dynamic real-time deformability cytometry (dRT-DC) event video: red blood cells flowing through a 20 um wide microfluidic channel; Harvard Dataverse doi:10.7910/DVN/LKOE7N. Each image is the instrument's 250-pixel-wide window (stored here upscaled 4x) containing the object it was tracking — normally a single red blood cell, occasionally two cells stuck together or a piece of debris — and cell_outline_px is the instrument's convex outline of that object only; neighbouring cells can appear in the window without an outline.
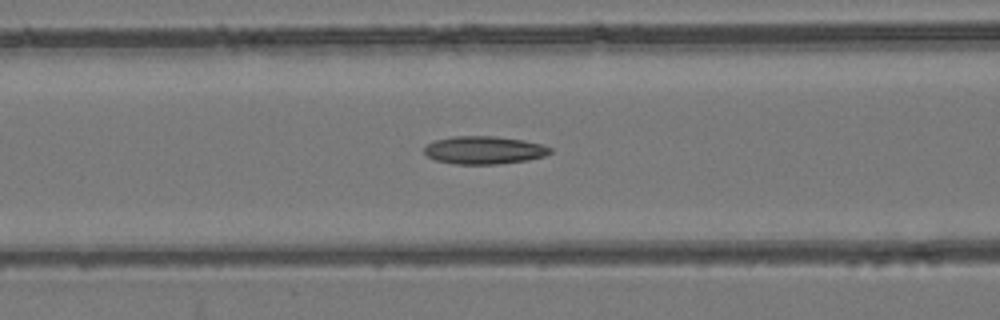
{"species": "common noctule bat (a hibernating species)", "species_latin": "Nyctalus noctula", "temperature_condition": "room temperature", "stored_images_in_passage": 38, "camera_frame_rate_fps": 3000, "um_per_image_px": 0.085, "animal": {"sex": "female", "body_mass_g": 24.6, "forearm_length_mm": 56.2}, "frame": {"image": 1, "passage_image": 6, "time_ms": 1.667, "image_size_px": [1000, 320], "cell_outline_px": [[552, 152], [544, 156], [528, 160], [500, 164], [456, 164], [436, 160], [428, 156], [424, 152], [424, 148], [428, 144], [436, 140], [452, 136], [496, 136], [524, 140], [540, 144], [552, 148]], "centroid_in_image_um": [41.17, 12.76], "position_along_channel_um": 125.4, "area_um2": 20.46}}
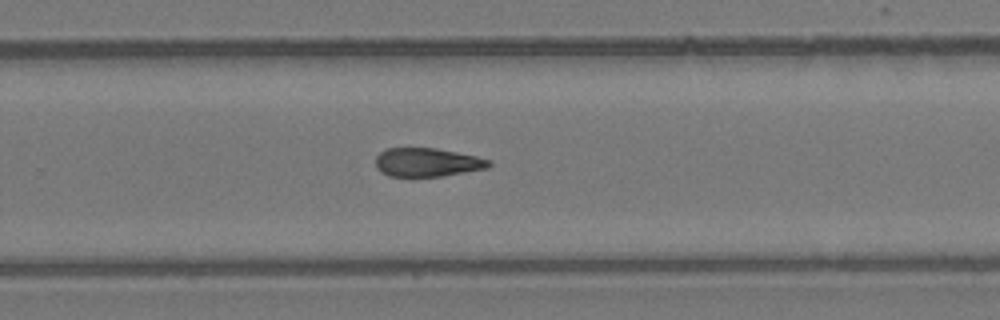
{"frame": {"image": 2, "passage_image": 19, "time_ms": 6.0, "image_size_px": [1000, 320], "cell_outline_px": [[492, 164], [488, 168], [440, 176], [388, 176], [380, 172], [376, 168], [376, 156], [384, 148], [436, 148], [476, 156], [492, 160]], "centroid_in_image_um": [36.3, 13.79], "position_along_channel_um": 293.5, "area_um2": 18.96}}
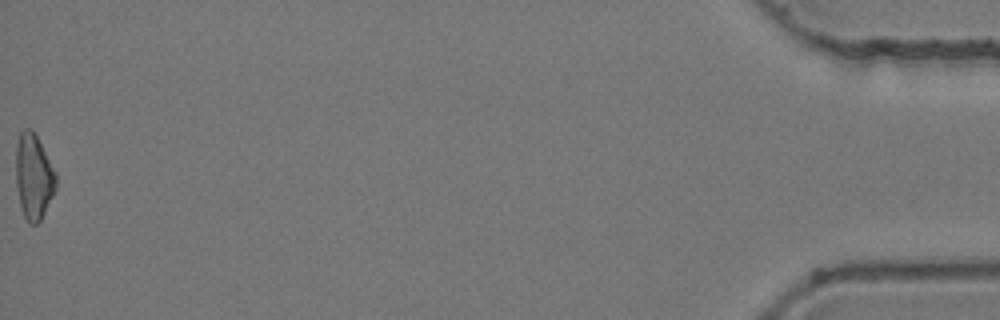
{"frame": {"image": 3, "passage_image": 38, "time_ms": 12.333, "image_size_px": [1000, 320], "cell_outline_px": [[56, 188], [40, 220], [36, 224], [28, 224], [24, 216], [20, 204], [16, 184], [16, 144], [20, 132], [24, 128], [32, 128], [56, 172]], "centroid_in_image_um": [2.85, 14.99], "position_along_channel_um": 432.4, "area_um2": 19.83}, "authors_computed_cell_mechanics": {"area_um2": 19.8254, "velocity_mm_per_s": 3.8942, "shape_relaxation_time_tau1_ms": null, "shape_relaxation_time_tau2_ms": 6.578, "deformation_change_tau1": null, "deformation_change_tau2": 0.1873}}